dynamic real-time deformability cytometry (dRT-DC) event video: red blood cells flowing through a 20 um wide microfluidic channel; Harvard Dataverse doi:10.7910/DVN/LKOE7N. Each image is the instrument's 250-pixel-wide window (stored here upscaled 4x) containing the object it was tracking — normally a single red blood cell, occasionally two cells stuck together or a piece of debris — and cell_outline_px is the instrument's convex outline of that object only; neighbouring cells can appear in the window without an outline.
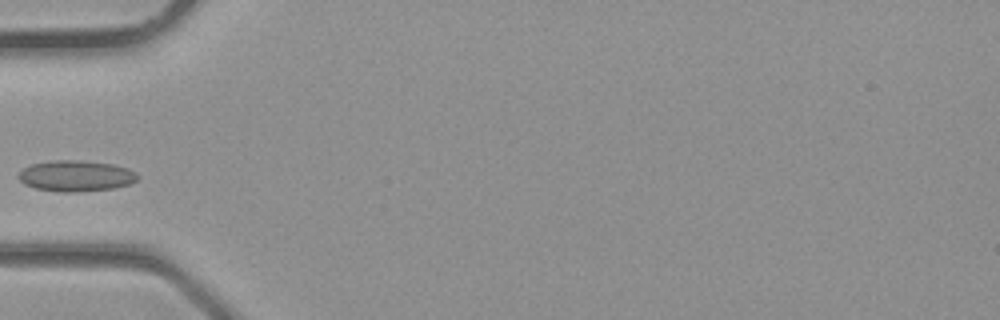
{"species": "common noctule bat (a hibernating species)", "species_latin": "Nyctalus noctula", "temperature_condition": "room temperature", "stored_images_in_passage": 3, "camera_frame_rate_fps": 3000, "um_per_image_px": 0.085, "animal": {"sex": "male", "body_mass_g": 23.1, "forearm_length_mm": 52.7}, "frame": {"image": 1, "passage_image": 3, "time_ms": 0.667, "image_size_px": [1000, 320], "cell_outline_px": [[140, 176], [136, 180], [128, 184], [112, 188], [72, 192], [60, 192], [36, 188], [24, 184], [16, 176], [24, 168], [32, 164], [52, 160], [80, 160], [112, 164], [128, 168], [136, 172]], "centroid_in_image_um": [6.44, 14.94], "position_along_channel_um": 78.6, "area_um2": 21.39}}